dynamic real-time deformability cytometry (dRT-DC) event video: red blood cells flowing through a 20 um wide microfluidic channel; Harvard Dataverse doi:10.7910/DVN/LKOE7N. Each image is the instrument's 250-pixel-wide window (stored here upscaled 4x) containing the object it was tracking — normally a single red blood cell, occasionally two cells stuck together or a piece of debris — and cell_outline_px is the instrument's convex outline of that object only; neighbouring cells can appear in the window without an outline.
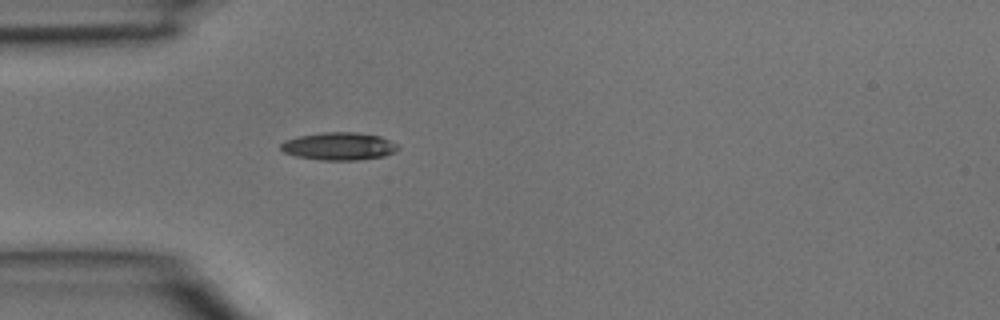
{"species": "common noctule bat (a hibernating species)", "species_latin": "Nyctalus noctula", "temperature_condition": "room temperature", "stored_images_in_passage": 2, "camera_frame_rate_fps": 3000, "um_per_image_px": 0.085, "animal": {"sex": "male", "body_mass_g": 15.6}, "frame": {"image": 1, "passage_image": 2, "time_ms": 0.333, "image_size_px": [1000, 320], "cell_outline_px": [[400, 148], [384, 156], [356, 160], [320, 160], [296, 156], [284, 152], [280, 148], [280, 144], [284, 140], [300, 136], [324, 132], [356, 132], [380, 136], [396, 144]], "centroid_in_image_um": [28.78, 12.43], "position_along_channel_um": 56.2, "area_um2": 18.79}}